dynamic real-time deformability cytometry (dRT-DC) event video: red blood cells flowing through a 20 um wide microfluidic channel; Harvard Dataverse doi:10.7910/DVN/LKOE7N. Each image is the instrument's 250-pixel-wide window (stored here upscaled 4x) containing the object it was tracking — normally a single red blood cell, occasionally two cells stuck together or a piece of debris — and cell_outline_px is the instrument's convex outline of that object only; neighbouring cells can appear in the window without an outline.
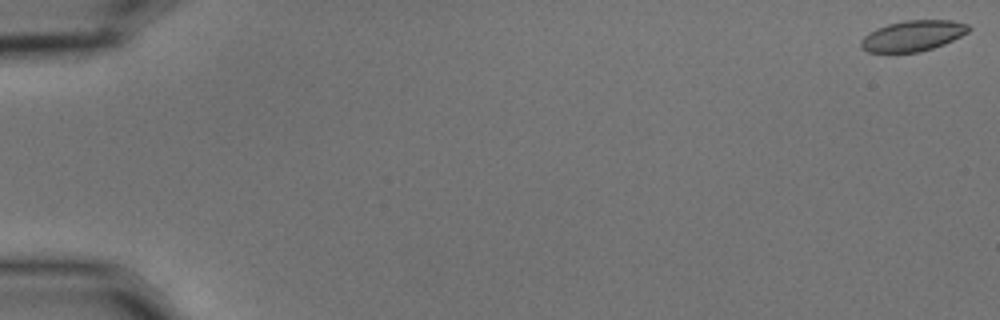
{"species": "common noctule bat (a hibernating species)", "species_latin": "Nyctalus noctula", "temperature_condition": "cold", "stored_images_in_passage": 57, "camera_frame_rate_fps": 3000, "um_per_image_px": 0.085, "animal": {"sex": "male", "body_mass_g": 15.6}, "frame": {"image": 1, "passage_image": 1, "time_ms": 0.0, "image_size_px": [1000, 320], "cell_outline_px": [[972, 28], [968, 32], [944, 44], [920, 52], [868, 52], [860, 48], [860, 40], [864, 36], [876, 28], [888, 24], [904, 20], [952, 20], [968, 24]], "centroid_in_image_um": [77.58, 3.04], "position_along_channel_um": 7.4, "area_um2": 19.31}}
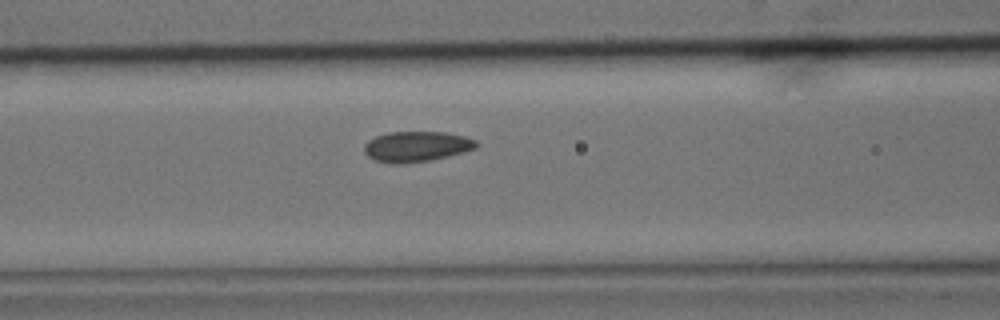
{"frame": {"image": 2, "passage_image": 25, "time_ms": 8.0, "image_size_px": [1000, 320], "cell_outline_px": [[480, 144], [476, 148], [464, 152], [448, 156], [428, 160], [400, 164], [396, 164], [376, 160], [368, 156], [364, 152], [364, 144], [368, 140], [376, 136], [388, 132], [444, 132], [464, 136], [476, 140]], "centroid_in_image_um": [35.41, 12.44], "position_along_channel_um": 131.2, "area_um2": 19.83}}
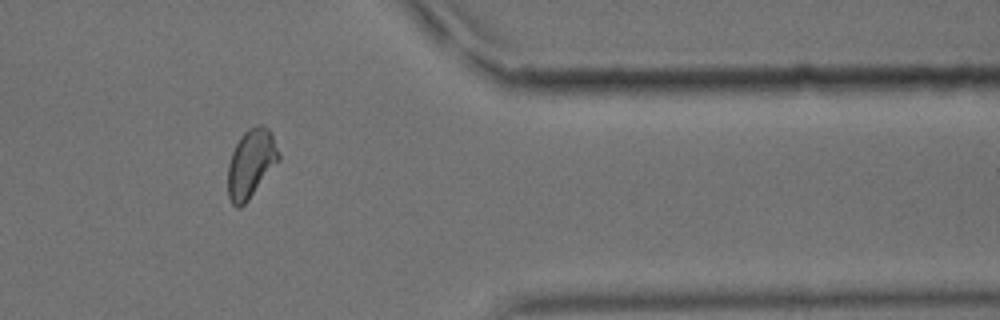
{"frame": {"image": 3, "passage_image": 48, "time_ms": 15.667, "image_size_px": [1000, 320], "cell_outline_px": [[280, 160], [248, 200], [240, 208], [236, 208], [232, 204], [228, 196], [228, 164], [232, 152], [240, 136], [248, 128], [260, 124], [264, 124], [272, 132], [280, 156]], "centroid_in_image_um": [21.34, 13.88], "position_along_channel_um": 390.1, "area_um2": 20.4}, "authors_computed_cell_mechanics": {"area_um2": 19.7098, "velocity_mm_per_s": 3.5674, "shape_relaxation_time_tau1_ms": null, "shape_relaxation_time_tau2_ms": 1.7251, "deformation_change_tau1": null, "deformation_change_tau2": 0.0518}}